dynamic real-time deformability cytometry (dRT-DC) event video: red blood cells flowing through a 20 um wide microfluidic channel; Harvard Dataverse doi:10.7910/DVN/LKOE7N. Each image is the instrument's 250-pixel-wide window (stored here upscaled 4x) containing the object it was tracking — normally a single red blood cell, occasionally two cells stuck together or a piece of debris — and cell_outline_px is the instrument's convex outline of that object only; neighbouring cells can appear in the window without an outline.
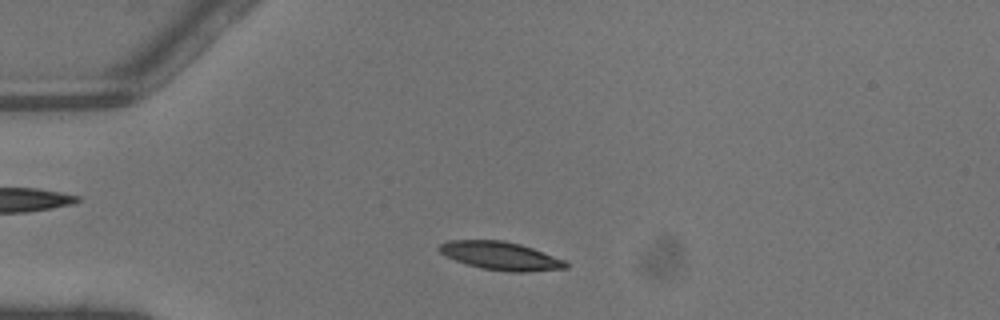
{"species": "common noctule bat (a hibernating species)", "species_latin": "Nyctalus noctula", "temperature_condition": "warm", "stored_images_in_passage": 36, "camera_frame_rate_fps": 3000, "um_per_image_px": 0.085, "animal": {"sex": "male", "body_mass_g": 13.3}, "frame": {"image": 1, "passage_image": 6, "time_ms": 1.667, "image_size_px": [1000, 320], "cell_outline_px": [[568, 268], [524, 272], [508, 272], [480, 268], [456, 260], [440, 252], [436, 248], [440, 244], [448, 240], [504, 240], [520, 244], [532, 248], [564, 260], [568, 264]], "centroid_in_image_um": [42.54, 21.74], "position_along_channel_um": 42.5, "area_um2": 20.69}}
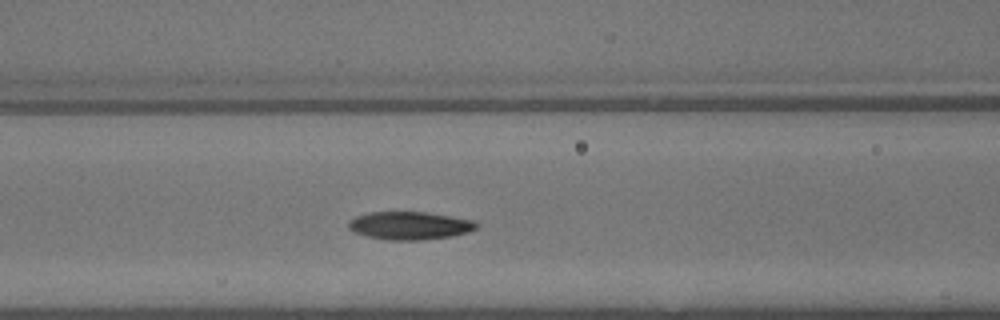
{"frame": {"image": 2, "passage_image": 14, "time_ms": 4.333, "image_size_px": [1000, 320], "cell_outline_px": [[480, 224], [476, 228], [468, 232], [452, 236], [420, 240], [388, 240], [368, 236], [356, 232], [348, 228], [348, 224], [356, 216], [368, 212], [428, 212], [476, 220]], "centroid_in_image_um": [34.89, 19.17], "position_along_channel_um": 131.7, "area_um2": 20.87}}
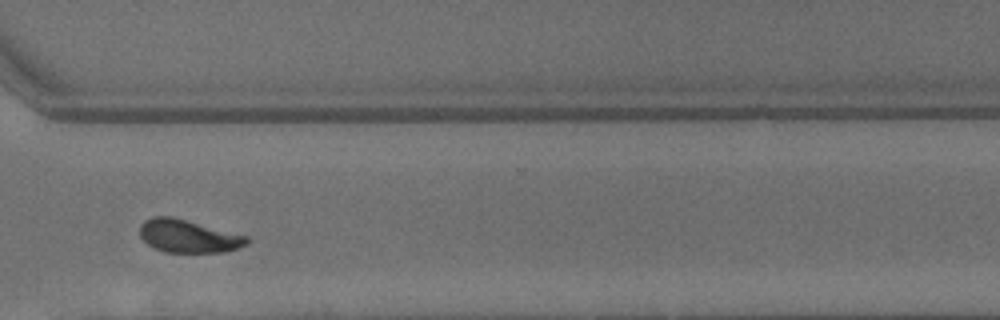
{"frame": {"image": 3, "passage_image": 29, "time_ms": 9.333, "image_size_px": [1000, 320], "cell_outline_px": [[248, 244], [240, 248], [224, 252], [164, 252], [148, 244], [140, 236], [140, 224], [144, 220], [152, 216], [172, 216], [248, 236]], "centroid_in_image_um": [16.01, 20.07], "position_along_channel_um": 354.6, "area_um2": 20.58}, "authors_computed_cell_mechanics": {"area_um2": 20.6346, "velocity_mm_per_s": 4.4648, "shape_relaxation_time_tau1_ms": 2.4227, "shape_relaxation_time_tau2_ms": 2.0249, "deformation_change_tau1": 0.1486, "deformation_change_tau2": 0.0806}}